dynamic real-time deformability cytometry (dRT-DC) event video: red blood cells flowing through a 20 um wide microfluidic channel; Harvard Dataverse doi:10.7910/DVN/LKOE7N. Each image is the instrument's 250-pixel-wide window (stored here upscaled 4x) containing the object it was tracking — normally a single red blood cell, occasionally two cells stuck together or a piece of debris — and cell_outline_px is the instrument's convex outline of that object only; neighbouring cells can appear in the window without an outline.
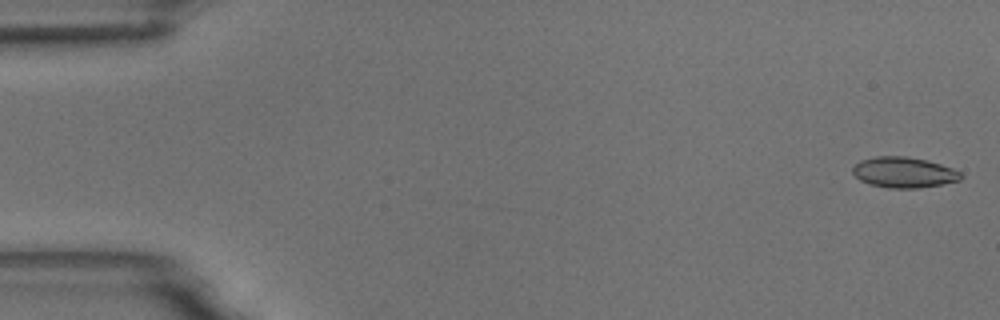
{"species": "common noctule bat (a hibernating species)", "species_latin": "Nyctalus noctula", "temperature_condition": "room temperature", "stored_images_in_passage": 6, "camera_frame_rate_fps": 3000, "um_per_image_px": 0.085, "animal": {"sex": "male", "body_mass_g": 18.8}, "frame": {"image": 1, "passage_image": 1, "time_ms": 0.0, "image_size_px": [1000, 320], "cell_outline_px": [[964, 176], [960, 180], [940, 184], [916, 188], [888, 188], [868, 184], [860, 180], [852, 172], [852, 168], [860, 160], [876, 156], [904, 156], [928, 160], [952, 168], [960, 172]], "centroid_in_image_um": [76.81, 14.65], "position_along_channel_um": 8.2, "area_um2": 19.31}}
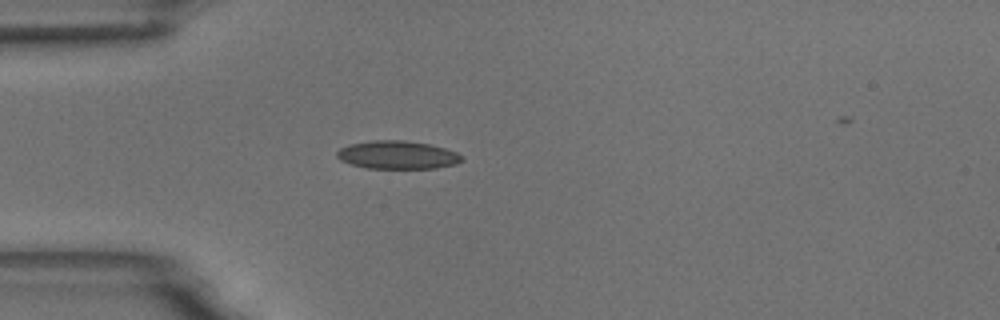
{"frame": {"image": 2, "passage_image": 5, "time_ms": 4.667, "image_size_px": [1000, 320], "cell_outline_px": [[464, 160], [456, 164], [436, 168], [368, 168], [352, 164], [340, 160], [336, 156], [336, 152], [340, 148], [348, 144], [372, 140], [404, 140], [428, 144], [444, 148], [456, 152], [464, 156]], "centroid_in_image_um": [33.79, 13.16], "position_along_channel_um": 51.2, "area_um2": 20.52}}